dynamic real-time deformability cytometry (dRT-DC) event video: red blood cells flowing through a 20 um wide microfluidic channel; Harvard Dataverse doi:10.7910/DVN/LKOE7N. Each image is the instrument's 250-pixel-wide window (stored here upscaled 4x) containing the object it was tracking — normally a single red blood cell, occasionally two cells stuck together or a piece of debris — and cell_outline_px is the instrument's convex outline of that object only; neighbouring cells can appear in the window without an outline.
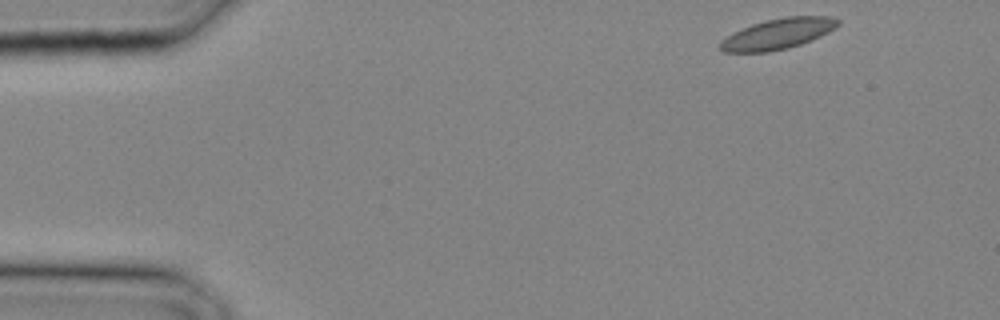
{"species": "common noctule bat (a hibernating species)", "species_latin": "Nyctalus noctula", "temperature_condition": "cold", "stored_images_in_passage": 9, "camera_frame_rate_fps": 3000, "um_per_image_px": 0.085, "animal": {"sex": "male", "body_mass_g": 20.4}, "frame": {"image": 1, "passage_image": 1, "time_ms": 0.0, "image_size_px": [1000, 320], "cell_outline_px": [[840, 24], [836, 28], [812, 40], [788, 48], [768, 52], [724, 52], [716, 48], [720, 40], [752, 24], [768, 20], [788, 16], [828, 16], [840, 20]], "centroid_in_image_um": [66.12, 2.89], "position_along_channel_um": 18.9, "area_um2": 20.92}}
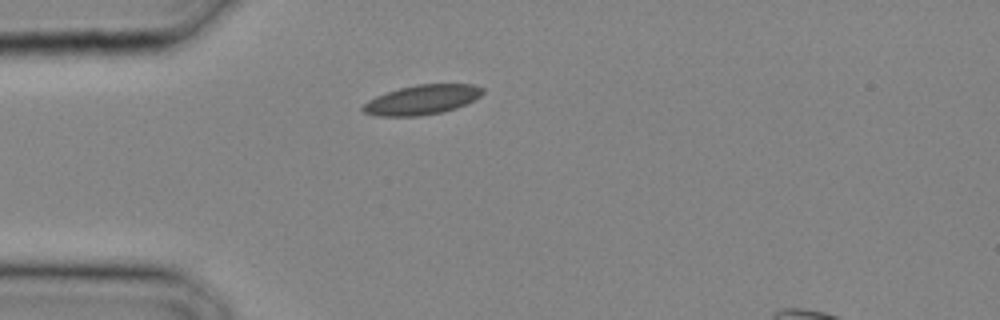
{"frame": {"image": 2, "passage_image": 6, "time_ms": 1.667, "image_size_px": [1000, 320], "cell_outline_px": [[484, 92], [480, 96], [456, 108], [444, 112], [420, 116], [376, 116], [364, 112], [360, 108], [368, 100], [376, 96], [400, 88], [416, 84], [472, 84], [484, 88]], "centroid_in_image_um": [35.86, 8.48], "position_along_channel_um": 49.1, "area_um2": 20.63}}
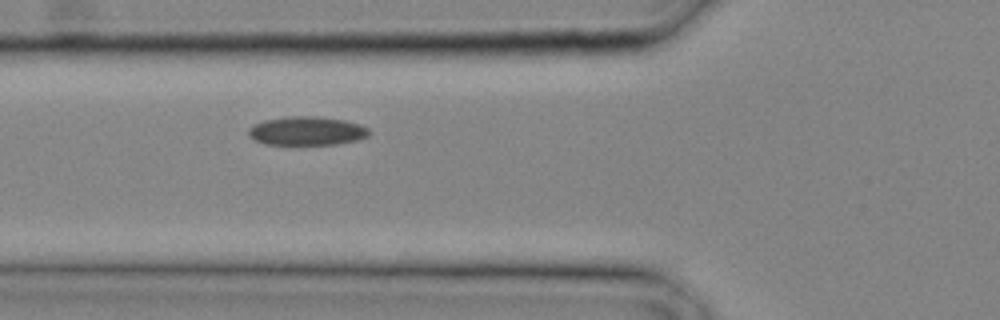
{"frame": {"image": 3, "passage_image": 9, "time_ms": 2.667, "image_size_px": [1000, 320], "cell_outline_px": [[372, 132], [368, 136], [356, 140], [336, 144], [264, 144], [248, 136], [248, 128], [264, 120], [292, 116], [312, 116], [344, 120], [360, 124], [368, 128]], "centroid_in_image_um": [26.1, 11.13], "position_along_channel_um": 99.7, "area_um2": 20.06}}